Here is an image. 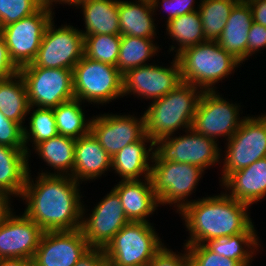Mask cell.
Returning <instances> with one entry per match:
<instances>
[{
	"instance_id": "6da1fadb",
	"label": "cell",
	"mask_w": 266,
	"mask_h": 266,
	"mask_svg": "<svg viewBox=\"0 0 266 266\" xmlns=\"http://www.w3.org/2000/svg\"><path fill=\"white\" fill-rule=\"evenodd\" d=\"M28 175L21 195L26 200L24 214L44 231L75 230L81 228L85 214L80 199L79 182L71 176L40 173L35 184Z\"/></svg>"
},
{
	"instance_id": "7a4b0ae2",
	"label": "cell",
	"mask_w": 266,
	"mask_h": 266,
	"mask_svg": "<svg viewBox=\"0 0 266 266\" xmlns=\"http://www.w3.org/2000/svg\"><path fill=\"white\" fill-rule=\"evenodd\" d=\"M198 200L189 201L179 212L190 233V239L184 245L205 244L238 235L253 224L247 215L249 205L226 193Z\"/></svg>"
},
{
	"instance_id": "3957f363",
	"label": "cell",
	"mask_w": 266,
	"mask_h": 266,
	"mask_svg": "<svg viewBox=\"0 0 266 266\" xmlns=\"http://www.w3.org/2000/svg\"><path fill=\"white\" fill-rule=\"evenodd\" d=\"M188 83H180L165 96L154 100L144 112L145 133L155 142L172 136L177 129L192 128L202 90ZM197 92V93H196Z\"/></svg>"
},
{
	"instance_id": "277c9868",
	"label": "cell",
	"mask_w": 266,
	"mask_h": 266,
	"mask_svg": "<svg viewBox=\"0 0 266 266\" xmlns=\"http://www.w3.org/2000/svg\"><path fill=\"white\" fill-rule=\"evenodd\" d=\"M182 82L202 91H214L213 85L232 73L241 63L219 46L217 41H206L190 46L175 55Z\"/></svg>"
},
{
	"instance_id": "5b68a950",
	"label": "cell",
	"mask_w": 266,
	"mask_h": 266,
	"mask_svg": "<svg viewBox=\"0 0 266 266\" xmlns=\"http://www.w3.org/2000/svg\"><path fill=\"white\" fill-rule=\"evenodd\" d=\"M149 222H129L104 248L113 266H148L164 246Z\"/></svg>"
},
{
	"instance_id": "8992f818",
	"label": "cell",
	"mask_w": 266,
	"mask_h": 266,
	"mask_svg": "<svg viewBox=\"0 0 266 266\" xmlns=\"http://www.w3.org/2000/svg\"><path fill=\"white\" fill-rule=\"evenodd\" d=\"M73 92L81 102L109 103L124 96L123 75L116 66L83 55L73 68Z\"/></svg>"
},
{
	"instance_id": "52a82bcc",
	"label": "cell",
	"mask_w": 266,
	"mask_h": 266,
	"mask_svg": "<svg viewBox=\"0 0 266 266\" xmlns=\"http://www.w3.org/2000/svg\"><path fill=\"white\" fill-rule=\"evenodd\" d=\"M152 160L155 164L151 166L150 177L159 204H178L180 212L189 203L186 196H190L204 171L189 163L161 161L155 154Z\"/></svg>"
},
{
	"instance_id": "ba28073f",
	"label": "cell",
	"mask_w": 266,
	"mask_h": 266,
	"mask_svg": "<svg viewBox=\"0 0 266 266\" xmlns=\"http://www.w3.org/2000/svg\"><path fill=\"white\" fill-rule=\"evenodd\" d=\"M29 105L56 108L59 104L75 99L73 70L63 68L21 67Z\"/></svg>"
},
{
	"instance_id": "9c48e42d",
	"label": "cell",
	"mask_w": 266,
	"mask_h": 266,
	"mask_svg": "<svg viewBox=\"0 0 266 266\" xmlns=\"http://www.w3.org/2000/svg\"><path fill=\"white\" fill-rule=\"evenodd\" d=\"M54 21L46 28L34 60L23 67L63 68L73 70L84 55V36L78 29L65 25L55 29Z\"/></svg>"
},
{
	"instance_id": "30bf717a",
	"label": "cell",
	"mask_w": 266,
	"mask_h": 266,
	"mask_svg": "<svg viewBox=\"0 0 266 266\" xmlns=\"http://www.w3.org/2000/svg\"><path fill=\"white\" fill-rule=\"evenodd\" d=\"M227 144L222 182L233 172L266 157V115L246 117Z\"/></svg>"
},
{
	"instance_id": "8fae6325",
	"label": "cell",
	"mask_w": 266,
	"mask_h": 266,
	"mask_svg": "<svg viewBox=\"0 0 266 266\" xmlns=\"http://www.w3.org/2000/svg\"><path fill=\"white\" fill-rule=\"evenodd\" d=\"M52 15L51 8L41 7L32 15L0 28L10 57L19 68L36 57Z\"/></svg>"
},
{
	"instance_id": "7c38bea8",
	"label": "cell",
	"mask_w": 266,
	"mask_h": 266,
	"mask_svg": "<svg viewBox=\"0 0 266 266\" xmlns=\"http://www.w3.org/2000/svg\"><path fill=\"white\" fill-rule=\"evenodd\" d=\"M188 131L190 134L187 132V135L175 138L167 136L156 140L154 154L161 161L189 163L203 171L206 167L219 162L221 155L217 141L196 133L192 128Z\"/></svg>"
},
{
	"instance_id": "4fadbf2b",
	"label": "cell",
	"mask_w": 266,
	"mask_h": 266,
	"mask_svg": "<svg viewBox=\"0 0 266 266\" xmlns=\"http://www.w3.org/2000/svg\"><path fill=\"white\" fill-rule=\"evenodd\" d=\"M239 107L227 102L216 91H203L194 115L192 129L206 137L216 139L228 137L239 129L243 119L239 120Z\"/></svg>"
},
{
	"instance_id": "5bb4252c",
	"label": "cell",
	"mask_w": 266,
	"mask_h": 266,
	"mask_svg": "<svg viewBox=\"0 0 266 266\" xmlns=\"http://www.w3.org/2000/svg\"><path fill=\"white\" fill-rule=\"evenodd\" d=\"M90 248L80 228L44 231L32 264L33 266H74Z\"/></svg>"
},
{
	"instance_id": "9a60e30c",
	"label": "cell",
	"mask_w": 266,
	"mask_h": 266,
	"mask_svg": "<svg viewBox=\"0 0 266 266\" xmlns=\"http://www.w3.org/2000/svg\"><path fill=\"white\" fill-rule=\"evenodd\" d=\"M174 59L169 68L144 65L127 71L123 74V95L133 92L154 101L175 89L182 79L176 56Z\"/></svg>"
},
{
	"instance_id": "2e32d148",
	"label": "cell",
	"mask_w": 266,
	"mask_h": 266,
	"mask_svg": "<svg viewBox=\"0 0 266 266\" xmlns=\"http://www.w3.org/2000/svg\"><path fill=\"white\" fill-rule=\"evenodd\" d=\"M82 219L80 229L88 245L93 248H105L129 223L119 195L113 189L94 207L89 218Z\"/></svg>"
},
{
	"instance_id": "e0dca14e",
	"label": "cell",
	"mask_w": 266,
	"mask_h": 266,
	"mask_svg": "<svg viewBox=\"0 0 266 266\" xmlns=\"http://www.w3.org/2000/svg\"><path fill=\"white\" fill-rule=\"evenodd\" d=\"M90 132L112 158L126 145L146 134L145 118L144 115L137 119L132 115L104 114L91 119Z\"/></svg>"
},
{
	"instance_id": "ac0fdd59",
	"label": "cell",
	"mask_w": 266,
	"mask_h": 266,
	"mask_svg": "<svg viewBox=\"0 0 266 266\" xmlns=\"http://www.w3.org/2000/svg\"><path fill=\"white\" fill-rule=\"evenodd\" d=\"M44 230L24 213L13 212L0 223V258L32 260Z\"/></svg>"
},
{
	"instance_id": "d6986e66",
	"label": "cell",
	"mask_w": 266,
	"mask_h": 266,
	"mask_svg": "<svg viewBox=\"0 0 266 266\" xmlns=\"http://www.w3.org/2000/svg\"><path fill=\"white\" fill-rule=\"evenodd\" d=\"M143 181L141 179L121 180L113 188L119 195L129 222H148L146 217L158 207L159 202L153 190L151 177Z\"/></svg>"
},
{
	"instance_id": "ffe728a7",
	"label": "cell",
	"mask_w": 266,
	"mask_h": 266,
	"mask_svg": "<svg viewBox=\"0 0 266 266\" xmlns=\"http://www.w3.org/2000/svg\"><path fill=\"white\" fill-rule=\"evenodd\" d=\"M222 184L231 190L229 197L251 205L266 196V157L231 173Z\"/></svg>"
},
{
	"instance_id": "44dd1931",
	"label": "cell",
	"mask_w": 266,
	"mask_h": 266,
	"mask_svg": "<svg viewBox=\"0 0 266 266\" xmlns=\"http://www.w3.org/2000/svg\"><path fill=\"white\" fill-rule=\"evenodd\" d=\"M111 156L89 132L75 142V156L71 177L80 182L100 177L111 167Z\"/></svg>"
},
{
	"instance_id": "7402d4cb",
	"label": "cell",
	"mask_w": 266,
	"mask_h": 266,
	"mask_svg": "<svg viewBox=\"0 0 266 266\" xmlns=\"http://www.w3.org/2000/svg\"><path fill=\"white\" fill-rule=\"evenodd\" d=\"M252 23L249 4L245 0H240L231 10L226 26L217 40L220 47L241 63L247 59L248 34Z\"/></svg>"
},
{
	"instance_id": "603a6c76",
	"label": "cell",
	"mask_w": 266,
	"mask_h": 266,
	"mask_svg": "<svg viewBox=\"0 0 266 266\" xmlns=\"http://www.w3.org/2000/svg\"><path fill=\"white\" fill-rule=\"evenodd\" d=\"M150 142V148L146 150L145 142ZM153 140L145 134L140 140L130 143L117 152L111 161L112 169L120 175L122 180H138L143 173L144 178L151 176V166L148 162L152 161L154 151ZM152 152V153H150ZM149 154L151 155L149 157Z\"/></svg>"
},
{
	"instance_id": "cb8c5ba5",
	"label": "cell",
	"mask_w": 266,
	"mask_h": 266,
	"mask_svg": "<svg viewBox=\"0 0 266 266\" xmlns=\"http://www.w3.org/2000/svg\"><path fill=\"white\" fill-rule=\"evenodd\" d=\"M76 6L83 9L86 32L81 30V33L84 37L96 34L121 35L118 0H84Z\"/></svg>"
},
{
	"instance_id": "d4e9b609",
	"label": "cell",
	"mask_w": 266,
	"mask_h": 266,
	"mask_svg": "<svg viewBox=\"0 0 266 266\" xmlns=\"http://www.w3.org/2000/svg\"><path fill=\"white\" fill-rule=\"evenodd\" d=\"M26 149L0 145V190L21 197L28 175Z\"/></svg>"
},
{
	"instance_id": "484cf974",
	"label": "cell",
	"mask_w": 266,
	"mask_h": 266,
	"mask_svg": "<svg viewBox=\"0 0 266 266\" xmlns=\"http://www.w3.org/2000/svg\"><path fill=\"white\" fill-rule=\"evenodd\" d=\"M139 3L118 1L119 26L121 36L154 38L155 24L152 18L154 8L150 1L138 0Z\"/></svg>"
},
{
	"instance_id": "4316f807",
	"label": "cell",
	"mask_w": 266,
	"mask_h": 266,
	"mask_svg": "<svg viewBox=\"0 0 266 266\" xmlns=\"http://www.w3.org/2000/svg\"><path fill=\"white\" fill-rule=\"evenodd\" d=\"M31 109L26 85L19 72L12 77L0 79V112L7 119L24 128L22 123Z\"/></svg>"
},
{
	"instance_id": "83f0119b",
	"label": "cell",
	"mask_w": 266,
	"mask_h": 266,
	"mask_svg": "<svg viewBox=\"0 0 266 266\" xmlns=\"http://www.w3.org/2000/svg\"><path fill=\"white\" fill-rule=\"evenodd\" d=\"M75 142L76 140L73 138L57 135L38 143L34 149L48 166L50 165L57 170L56 175L67 174V176H71L74 166Z\"/></svg>"
},
{
	"instance_id": "f1b7e54d",
	"label": "cell",
	"mask_w": 266,
	"mask_h": 266,
	"mask_svg": "<svg viewBox=\"0 0 266 266\" xmlns=\"http://www.w3.org/2000/svg\"><path fill=\"white\" fill-rule=\"evenodd\" d=\"M252 224L245 232L238 235L229 236L221 239H215L206 242V246L218 254L220 257L230 258L238 261L242 266H249L254 253L253 248H258V236ZM257 237V238H256ZM252 250L244 249L245 247ZM247 245V246H246ZM258 245V246H257Z\"/></svg>"
},
{
	"instance_id": "f546056e",
	"label": "cell",
	"mask_w": 266,
	"mask_h": 266,
	"mask_svg": "<svg viewBox=\"0 0 266 266\" xmlns=\"http://www.w3.org/2000/svg\"><path fill=\"white\" fill-rule=\"evenodd\" d=\"M240 0H201L199 14L206 41H217L231 10Z\"/></svg>"
},
{
	"instance_id": "4dcf8cb0",
	"label": "cell",
	"mask_w": 266,
	"mask_h": 266,
	"mask_svg": "<svg viewBox=\"0 0 266 266\" xmlns=\"http://www.w3.org/2000/svg\"><path fill=\"white\" fill-rule=\"evenodd\" d=\"M153 40L152 38L121 36L116 67L122 75L131 69L147 65L145 61L153 57L159 48L153 44Z\"/></svg>"
},
{
	"instance_id": "1f68e13d",
	"label": "cell",
	"mask_w": 266,
	"mask_h": 266,
	"mask_svg": "<svg viewBox=\"0 0 266 266\" xmlns=\"http://www.w3.org/2000/svg\"><path fill=\"white\" fill-rule=\"evenodd\" d=\"M80 103V100L73 99L53 108L59 135L76 140L90 132L91 120L86 122Z\"/></svg>"
},
{
	"instance_id": "d6a6232c",
	"label": "cell",
	"mask_w": 266,
	"mask_h": 266,
	"mask_svg": "<svg viewBox=\"0 0 266 266\" xmlns=\"http://www.w3.org/2000/svg\"><path fill=\"white\" fill-rule=\"evenodd\" d=\"M166 25L168 34L179 45L176 55L187 47L206 42L198 10L171 19Z\"/></svg>"
},
{
	"instance_id": "836d02e7",
	"label": "cell",
	"mask_w": 266,
	"mask_h": 266,
	"mask_svg": "<svg viewBox=\"0 0 266 266\" xmlns=\"http://www.w3.org/2000/svg\"><path fill=\"white\" fill-rule=\"evenodd\" d=\"M121 35L96 34L84 37V55L92 60L116 66Z\"/></svg>"
},
{
	"instance_id": "e575fe53",
	"label": "cell",
	"mask_w": 266,
	"mask_h": 266,
	"mask_svg": "<svg viewBox=\"0 0 266 266\" xmlns=\"http://www.w3.org/2000/svg\"><path fill=\"white\" fill-rule=\"evenodd\" d=\"M29 131L24 127V143L28 153L27 143L32 139L34 146L38 143L59 135L53 109L38 107L29 118ZM31 136V137H30ZM29 139V140H28Z\"/></svg>"
},
{
	"instance_id": "d590c367",
	"label": "cell",
	"mask_w": 266,
	"mask_h": 266,
	"mask_svg": "<svg viewBox=\"0 0 266 266\" xmlns=\"http://www.w3.org/2000/svg\"><path fill=\"white\" fill-rule=\"evenodd\" d=\"M41 7L35 0H0V28L32 15Z\"/></svg>"
},
{
	"instance_id": "8d00e7d4",
	"label": "cell",
	"mask_w": 266,
	"mask_h": 266,
	"mask_svg": "<svg viewBox=\"0 0 266 266\" xmlns=\"http://www.w3.org/2000/svg\"><path fill=\"white\" fill-rule=\"evenodd\" d=\"M191 266H242L238 261L220 257L205 244L185 245Z\"/></svg>"
},
{
	"instance_id": "74e56055",
	"label": "cell",
	"mask_w": 266,
	"mask_h": 266,
	"mask_svg": "<svg viewBox=\"0 0 266 266\" xmlns=\"http://www.w3.org/2000/svg\"><path fill=\"white\" fill-rule=\"evenodd\" d=\"M0 145L25 149L24 128L0 112Z\"/></svg>"
},
{
	"instance_id": "f35d334b",
	"label": "cell",
	"mask_w": 266,
	"mask_h": 266,
	"mask_svg": "<svg viewBox=\"0 0 266 266\" xmlns=\"http://www.w3.org/2000/svg\"><path fill=\"white\" fill-rule=\"evenodd\" d=\"M172 250L162 247L149 262L148 266H191L188 252L175 254Z\"/></svg>"
},
{
	"instance_id": "ab89813d",
	"label": "cell",
	"mask_w": 266,
	"mask_h": 266,
	"mask_svg": "<svg viewBox=\"0 0 266 266\" xmlns=\"http://www.w3.org/2000/svg\"><path fill=\"white\" fill-rule=\"evenodd\" d=\"M160 0H152V6L155 9V7H158ZM195 0H162L160 4H163V8L167 10L168 12V18L167 21L174 19L178 16H182L187 13H191L193 11H196L194 9V2Z\"/></svg>"
},
{
	"instance_id": "60d3db41",
	"label": "cell",
	"mask_w": 266,
	"mask_h": 266,
	"mask_svg": "<svg viewBox=\"0 0 266 266\" xmlns=\"http://www.w3.org/2000/svg\"><path fill=\"white\" fill-rule=\"evenodd\" d=\"M20 68L13 62L0 30V79L16 75Z\"/></svg>"
},
{
	"instance_id": "b9f144b4",
	"label": "cell",
	"mask_w": 266,
	"mask_h": 266,
	"mask_svg": "<svg viewBox=\"0 0 266 266\" xmlns=\"http://www.w3.org/2000/svg\"><path fill=\"white\" fill-rule=\"evenodd\" d=\"M262 47L266 48V27L253 22L248 34L247 57Z\"/></svg>"
},
{
	"instance_id": "7bdbcfd3",
	"label": "cell",
	"mask_w": 266,
	"mask_h": 266,
	"mask_svg": "<svg viewBox=\"0 0 266 266\" xmlns=\"http://www.w3.org/2000/svg\"><path fill=\"white\" fill-rule=\"evenodd\" d=\"M105 261L104 248L91 247L74 266H101Z\"/></svg>"
},
{
	"instance_id": "ee69618b",
	"label": "cell",
	"mask_w": 266,
	"mask_h": 266,
	"mask_svg": "<svg viewBox=\"0 0 266 266\" xmlns=\"http://www.w3.org/2000/svg\"><path fill=\"white\" fill-rule=\"evenodd\" d=\"M252 11L253 22L266 27V0H245Z\"/></svg>"
},
{
	"instance_id": "f6af8a7d",
	"label": "cell",
	"mask_w": 266,
	"mask_h": 266,
	"mask_svg": "<svg viewBox=\"0 0 266 266\" xmlns=\"http://www.w3.org/2000/svg\"><path fill=\"white\" fill-rule=\"evenodd\" d=\"M9 197L10 195L0 190V223L12 213Z\"/></svg>"
},
{
	"instance_id": "bcb514c9",
	"label": "cell",
	"mask_w": 266,
	"mask_h": 266,
	"mask_svg": "<svg viewBox=\"0 0 266 266\" xmlns=\"http://www.w3.org/2000/svg\"><path fill=\"white\" fill-rule=\"evenodd\" d=\"M0 266H33L32 260L23 258H0Z\"/></svg>"
},
{
	"instance_id": "7dc6e473",
	"label": "cell",
	"mask_w": 266,
	"mask_h": 266,
	"mask_svg": "<svg viewBox=\"0 0 266 266\" xmlns=\"http://www.w3.org/2000/svg\"><path fill=\"white\" fill-rule=\"evenodd\" d=\"M37 3H39L42 7H47L52 9L53 2L55 0H35Z\"/></svg>"
},
{
	"instance_id": "c3c4849f",
	"label": "cell",
	"mask_w": 266,
	"mask_h": 266,
	"mask_svg": "<svg viewBox=\"0 0 266 266\" xmlns=\"http://www.w3.org/2000/svg\"><path fill=\"white\" fill-rule=\"evenodd\" d=\"M82 1H84V0H75V6H76L78 3L82 2Z\"/></svg>"
},
{
	"instance_id": "681fc988",
	"label": "cell",
	"mask_w": 266,
	"mask_h": 266,
	"mask_svg": "<svg viewBox=\"0 0 266 266\" xmlns=\"http://www.w3.org/2000/svg\"><path fill=\"white\" fill-rule=\"evenodd\" d=\"M105 266H113V265L105 261Z\"/></svg>"
}]
</instances>
